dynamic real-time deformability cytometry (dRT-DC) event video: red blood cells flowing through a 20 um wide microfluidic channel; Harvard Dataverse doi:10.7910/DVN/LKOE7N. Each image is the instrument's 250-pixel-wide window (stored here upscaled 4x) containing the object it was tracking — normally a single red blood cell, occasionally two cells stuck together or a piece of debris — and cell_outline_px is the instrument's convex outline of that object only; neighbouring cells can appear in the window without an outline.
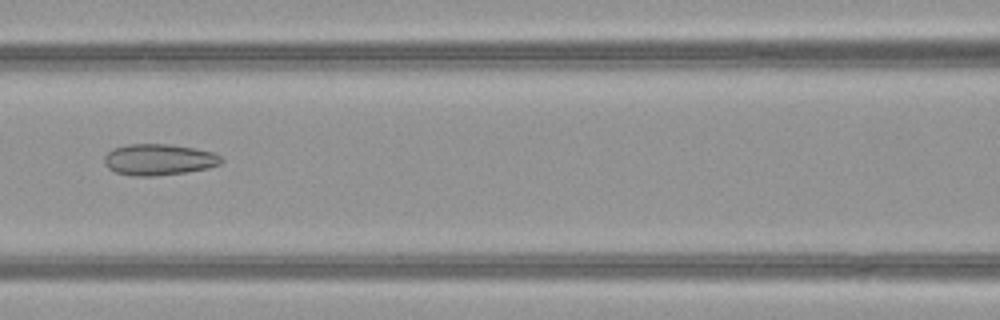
{"species": "common noctule bat (a hibernating species)", "species_latin": "Nyctalus noctula", "temperature_condition": "warm", "stored_images_in_passage": 52, "camera_frame_rate_fps": 3000, "um_per_image_px": 0.085, "animal": {"sex": "female", "body_mass_g": 21.9}, "frame": {"image": 1, "passage_image": 24, "time_ms": 7.667, "image_size_px": [1000, 320], "cell_outline_px": [[224, 160], [220, 164], [208, 168], [184, 172], [156, 176], [132, 176], [116, 172], [108, 168], [104, 164], [104, 156], [112, 148], [128, 144], [168, 144], [216, 152]], "centroid_in_image_um": [13.49, 13.56], "position_along_channel_um": 153.1, "area_um2": 21.39}}
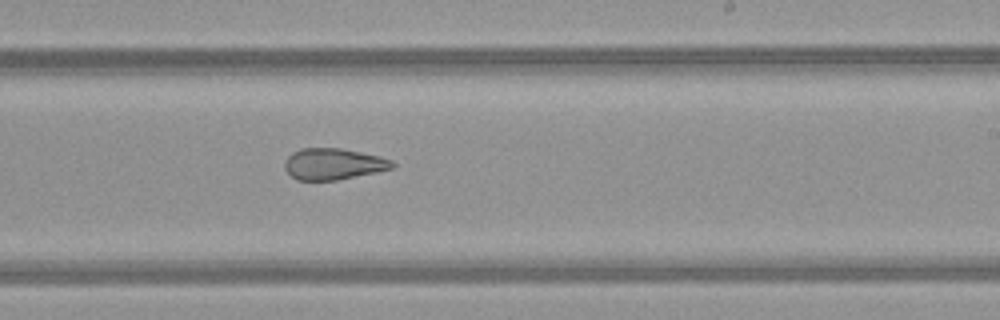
{"frame": {"image": 2, "passage_image": 32, "time_ms": 10.333, "image_size_px": [1000, 320], "cell_outline_px": [[396, 164], [392, 168], [376, 172], [336, 180], [296, 180], [284, 168], [284, 160], [292, 152], [300, 148], [340, 148], [380, 156], [392, 160]], "centroid_in_image_um": [28.31, 13.93], "position_along_channel_um": 260.7, "area_um2": 19.65}}
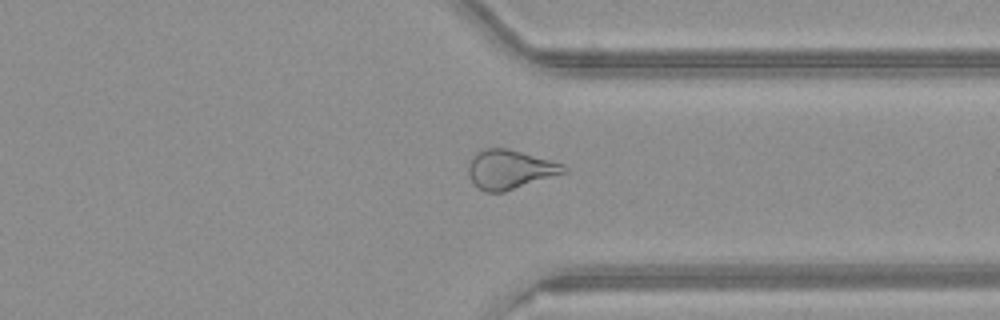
{"frame": {"image": 3, "passage_image": 40, "time_ms": 13.0, "image_size_px": [1000, 320], "cell_outline_px": [[568, 172], [504, 192], [484, 192], [472, 180], [468, 172], [468, 164], [472, 156], [476, 152], [488, 148], [508, 148], [564, 164], [568, 168]], "centroid_in_image_um": [43.36, 14.4], "position_along_channel_um": 368.0, "area_um2": 21.73}, "authors_computed_cell_mechanics": {"area_um2": 25.2586, "velocity_mm_per_s": 4.0417, "shape_relaxation_time_tau1_ms": null, "shape_relaxation_time_tau2_ms": 2.119, "deformation_change_tau1": null, "deformation_change_tau2": 0.1046}}